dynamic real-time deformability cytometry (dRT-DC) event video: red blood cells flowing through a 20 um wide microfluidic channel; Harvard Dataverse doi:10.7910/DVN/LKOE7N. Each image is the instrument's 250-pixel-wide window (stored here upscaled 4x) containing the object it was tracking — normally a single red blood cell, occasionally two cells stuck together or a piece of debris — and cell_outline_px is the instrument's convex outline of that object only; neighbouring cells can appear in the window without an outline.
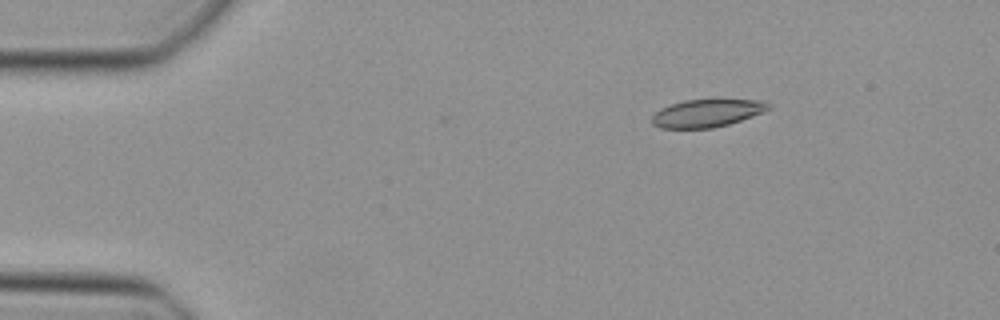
{"species": "Egyptian fruit bat (a non-hibernating species)", "species_latin": "Rousettus aegyptiacus", "temperature_condition": "cold", "stored_images_in_passage": 42, "camera_frame_rate_fps": 3000, "um_per_image_px": 0.085, "animal": {"sex": "female"}, "frame": {"image": 1, "passage_image": 1, "time_ms": 0.0, "image_size_px": [1000, 320], "cell_outline_px": [[772, 108], [764, 112], [728, 124], [712, 128], [660, 128], [652, 124], [652, 116], [660, 108], [684, 100], [764, 100], [772, 104]], "centroid_in_image_um": [60.12, 9.61], "position_along_channel_um": 24.9, "area_um2": 18.79}}
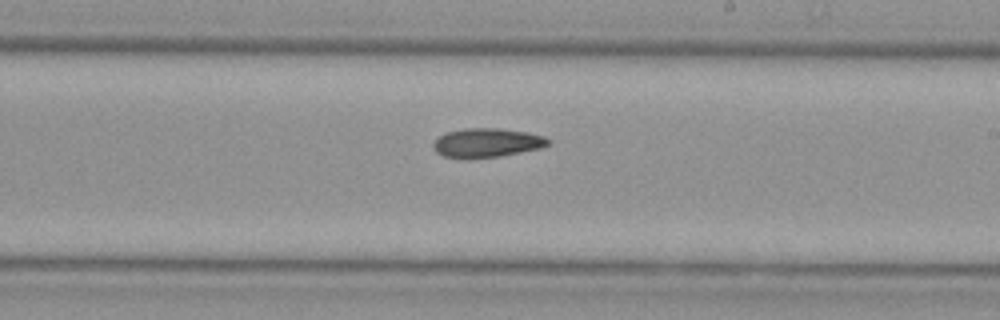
{"frame": {"image": 2, "passage_image": 22, "time_ms": 7.0, "image_size_px": [1000, 320], "cell_outline_px": [[552, 140], [548, 144], [540, 148], [500, 156], [444, 156], [436, 152], [432, 148], [432, 144], [444, 132], [464, 128], [496, 128], [528, 132], [544, 136]], "centroid_in_image_um": [41.4, 12.09], "position_along_channel_um": 247.6, "area_um2": 18.96}}
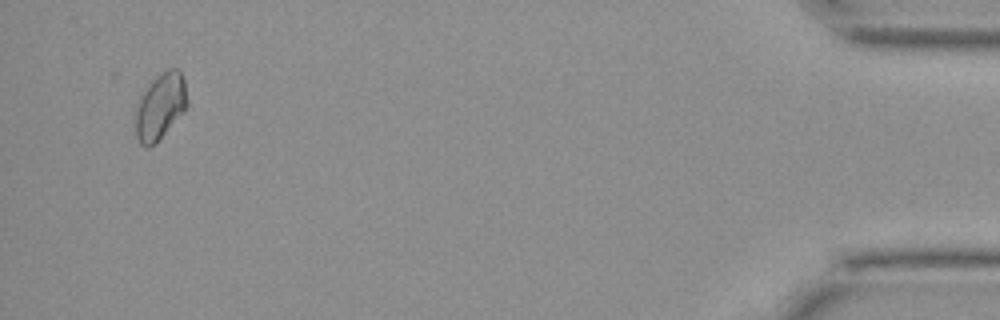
{"frame": {"image": 3, "passage_image": 40, "time_ms": 13.0, "image_size_px": [1000, 320], "cell_outline_px": [[188, 104], [184, 112], [148, 148], [140, 144], [136, 136], [136, 112], [140, 100], [148, 84], [156, 76], [168, 68], [176, 68], [180, 72], [184, 80], [188, 100]], "centroid_in_image_um": [13.65, 9.0], "position_along_channel_um": 421.6, "area_um2": 19.42}}